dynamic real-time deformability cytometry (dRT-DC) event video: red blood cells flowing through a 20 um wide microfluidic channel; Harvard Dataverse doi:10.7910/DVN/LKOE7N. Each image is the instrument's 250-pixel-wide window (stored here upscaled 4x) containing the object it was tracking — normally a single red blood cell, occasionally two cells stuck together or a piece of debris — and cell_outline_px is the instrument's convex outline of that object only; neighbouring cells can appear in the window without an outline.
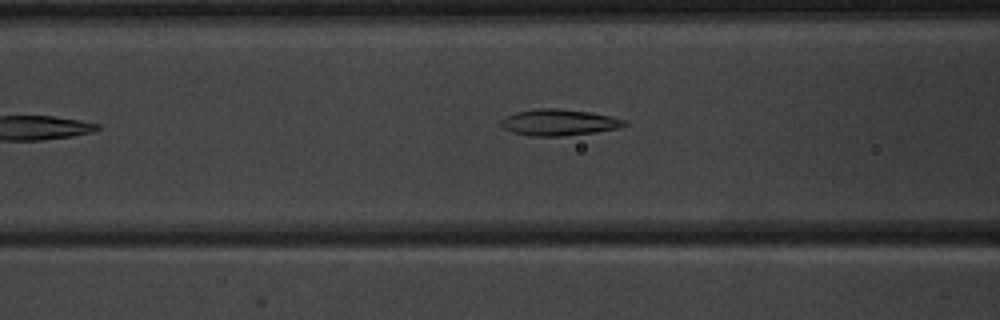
{"species": "common noctule bat (a hibernating species)", "species_latin": "Nyctalus noctula", "temperature_condition": "warm", "stored_images_in_passage": 7, "camera_frame_rate_fps": 3000, "um_per_image_px": 0.085, "animal": {"sex": "male", "body_mass_g": 20.1, "forearm_length_mm": 53.5}, "frame": {"image": 1, "passage_image": 7, "time_ms": 7.0, "image_size_px": [1000, 320], "cell_outline_px": [[628, 124], [620, 128], [596, 132], [564, 136], [532, 136], [512, 132], [504, 128], [500, 124], [500, 120], [504, 116], [516, 112], [536, 108], [556, 108], [588, 112], [612, 116], [628, 120]], "centroid_in_image_um": [47.53, 10.4], "position_along_channel_um": 119.1, "area_um2": 19.13}}